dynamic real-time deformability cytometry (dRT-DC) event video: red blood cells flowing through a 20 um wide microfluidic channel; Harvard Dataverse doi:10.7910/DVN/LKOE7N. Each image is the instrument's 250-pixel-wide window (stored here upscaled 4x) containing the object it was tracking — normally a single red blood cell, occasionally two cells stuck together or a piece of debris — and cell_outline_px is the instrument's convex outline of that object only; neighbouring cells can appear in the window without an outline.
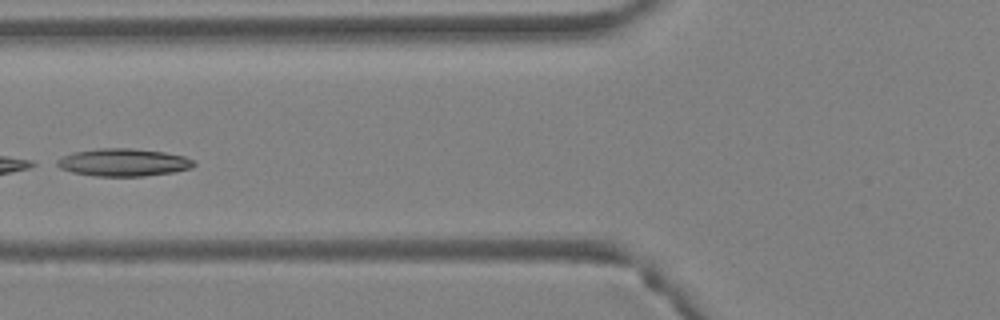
{"species": "Egyptian fruit bat (a non-hibernating species)", "species_latin": "Rousettus aegyptiacus", "temperature_condition": "warm", "stored_images_in_passage": 32, "camera_frame_rate_fps": 3000, "um_per_image_px": 0.085, "animal": {"sex": "female"}, "frame": {"image": 1, "passage_image": 7, "time_ms": 2.0, "image_size_px": [1000, 320], "cell_outline_px": [[196, 164], [192, 168], [176, 172], [144, 176], [96, 176], [72, 172], [60, 168], [52, 164], [56, 160], [72, 152], [96, 148], [136, 148], [164, 152], [184, 156], [196, 160]], "centroid_in_image_um": [10.5, 13.8], "position_along_channel_um": 115.3, "area_um2": 22.43}}
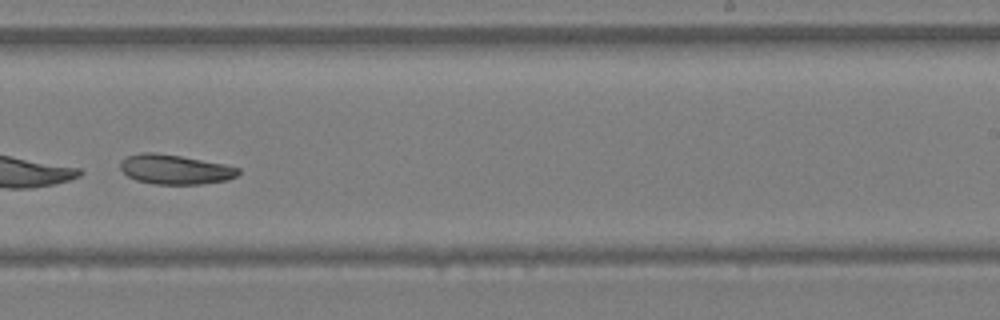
{"frame": {"image": 2, "passage_image": 17, "time_ms": 5.333, "image_size_px": [1000, 320], "cell_outline_px": [[240, 172], [236, 176], [228, 180], [200, 184], [152, 184], [136, 180], [128, 176], [120, 168], [120, 160], [128, 156], [140, 152], [156, 152], [180, 156], [224, 164], [240, 168]], "centroid_in_image_um": [14.86, 14.4], "position_along_channel_um": 274.1, "area_um2": 20.4}}
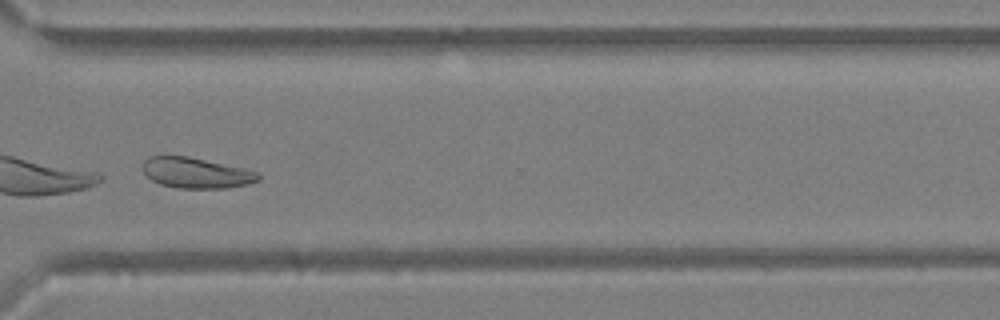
{"frame": {"image": 3, "passage_image": 22, "time_ms": 7.0, "image_size_px": [1000, 320], "cell_outline_px": [[260, 180], [248, 184], [224, 188], [176, 188], [160, 184], [152, 180], [140, 168], [144, 160], [148, 156], [188, 156], [244, 168], [260, 172]], "centroid_in_image_um": [16.66, 14.69], "position_along_channel_um": 353.9, "area_um2": 20.75}, "authors_computed_cell_mechanics": {"area_um2": 22.0507, "velocity_mm_per_s": 4.7712, "shape_relaxation_time_tau1_ms": 0.7292, "shape_relaxation_time_tau2_ms": 5.0339, "deformation_change_tau1": 0.2194, "deformation_change_tau2": 0.117}}